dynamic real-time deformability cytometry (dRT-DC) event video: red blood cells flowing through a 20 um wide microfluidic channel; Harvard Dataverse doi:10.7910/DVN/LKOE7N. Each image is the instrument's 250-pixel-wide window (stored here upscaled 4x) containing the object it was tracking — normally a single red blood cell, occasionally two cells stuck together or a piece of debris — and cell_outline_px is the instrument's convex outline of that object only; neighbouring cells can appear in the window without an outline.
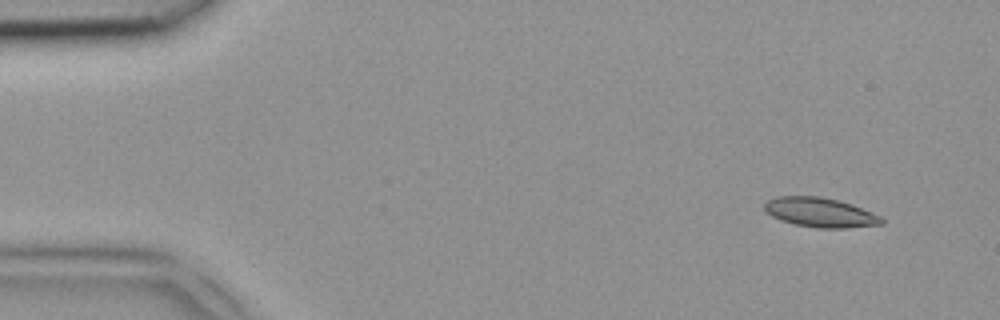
{"species": "common noctule bat (a hibernating species)", "species_latin": "Nyctalus noctula", "temperature_condition": "room temperature", "stored_images_in_passage": 6, "camera_frame_rate_fps": 3000, "um_per_image_px": 0.085, "animal": {"sex": "female", "body_mass_g": 18.4}, "frame": {"image": 1, "passage_image": 1, "time_ms": 0.0, "image_size_px": [1000, 320], "cell_outline_px": [[884, 224], [844, 228], [816, 228], [792, 224], [780, 220], [772, 216], [764, 208], [764, 204], [768, 200], [776, 196], [820, 196], [852, 204], [872, 212], [880, 216], [884, 220]], "centroid_in_image_um": [69.71, 18.06], "position_along_channel_um": 15.3, "area_um2": 20.17}}
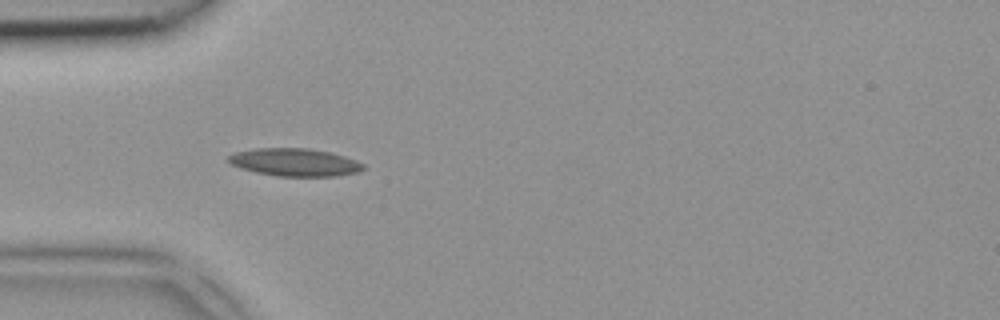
{"frame": {"image": 2, "passage_image": 4, "time_ms": 1.0, "image_size_px": [1000, 320], "cell_outline_px": [[364, 168], [360, 172], [336, 176], [276, 176], [256, 172], [240, 168], [232, 164], [228, 160], [228, 156], [236, 152], [256, 148], [308, 148], [332, 152], [356, 160], [364, 164]], "centroid_in_image_um": [25.09, 13.79], "position_along_channel_um": 59.9, "area_um2": 21.85}}
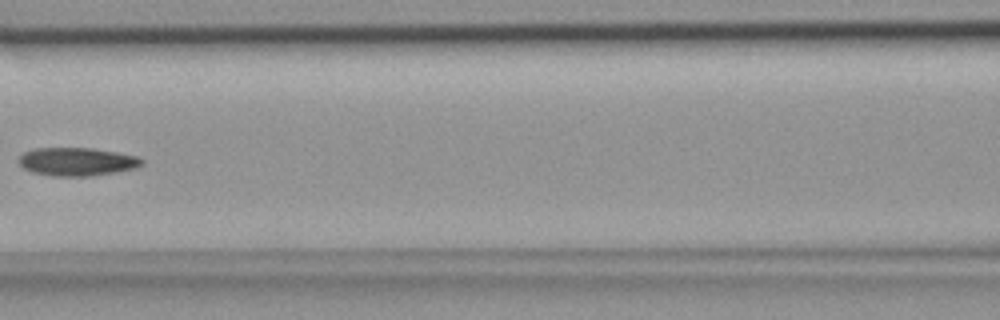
{"frame": {"image": 3, "passage_image": 6, "time_ms": 1.667, "image_size_px": [1000, 320], "cell_outline_px": [[144, 164], [136, 168], [116, 172], [92, 176], [56, 176], [32, 172], [24, 168], [16, 160], [24, 152], [32, 148], [92, 148], [140, 156], [144, 160]], "centroid_in_image_um": [6.57, 13.74], "position_along_channel_um": 160.0, "area_um2": 20.46}}